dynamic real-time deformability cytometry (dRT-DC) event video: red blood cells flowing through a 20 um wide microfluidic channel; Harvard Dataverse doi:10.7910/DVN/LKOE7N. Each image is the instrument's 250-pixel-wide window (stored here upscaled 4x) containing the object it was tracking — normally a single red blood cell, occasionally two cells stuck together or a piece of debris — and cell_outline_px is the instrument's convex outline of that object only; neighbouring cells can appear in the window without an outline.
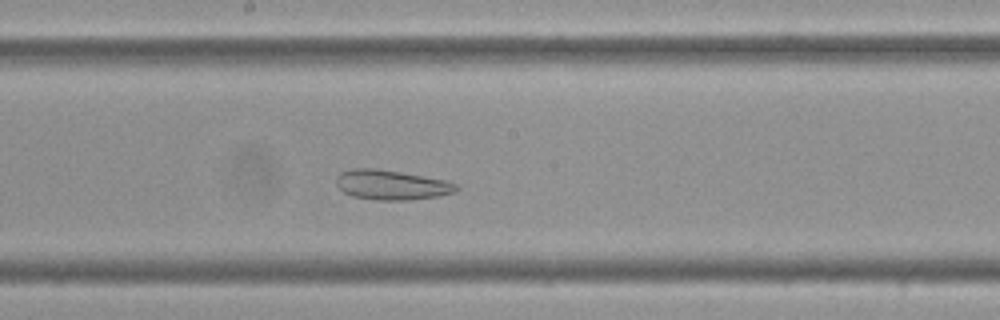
{"species": "Egyptian fruit bat (a non-hibernating species)", "species_latin": "Rousettus aegyptiacus", "temperature_condition": "cold", "stored_images_in_passage": 52, "camera_frame_rate_fps": 3000, "um_per_image_px": 0.085, "frame": {"image": 1, "passage_image": 26, "time_ms": 8.333, "image_size_px": [1000, 320], "cell_outline_px": [[460, 188], [456, 192], [440, 196], [408, 200], [376, 200], [352, 196], [344, 192], [336, 184], [336, 176], [340, 172], [352, 168], [376, 168], [448, 180], [456, 184]], "centroid_in_image_um": [33.3, 15.71], "position_along_channel_um": 214.9, "area_um2": 21.04}}
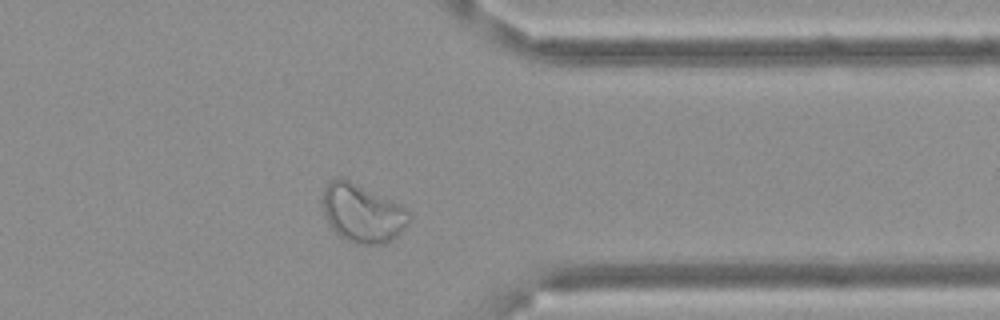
{"frame": {"image": 2, "passage_image": 41, "time_ms": 13.333, "image_size_px": [1000, 320], "cell_outline_px": [[408, 220], [404, 228], [396, 236], [384, 244], [352, 244], [340, 236], [332, 228], [324, 212], [320, 200], [324, 188], [328, 180], [336, 176], [344, 176], [400, 204], [408, 212]], "centroid_in_image_um": [30.73, 18.07], "position_along_channel_um": 380.7, "area_um2": 29.71}}
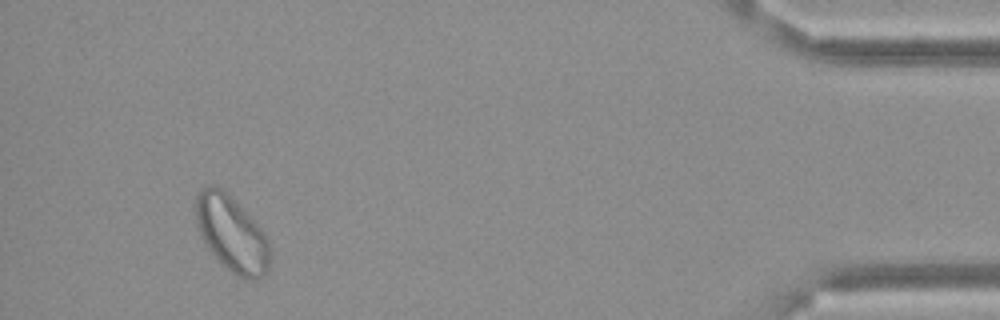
{"frame": {"image": 3, "passage_image": 49, "time_ms": 16.0, "image_size_px": [1000, 320], "cell_outline_px": [[268, 272], [264, 276], [256, 280], [244, 280], [236, 276], [220, 264], [208, 248], [200, 232], [196, 220], [196, 196], [200, 188], [212, 184], [220, 188], [264, 232], [268, 240]], "centroid_in_image_um": [19.68, 19.94], "position_along_channel_um": 415.5, "area_um2": 32.14}, "authors_computed_cell_mechanics": {"area_um2": 29.767, "velocity_mm_per_s": 3.4464, "shape_relaxation_time_tau1_ms": null, "shape_relaxation_time_tau2_ms": 2.0558, "deformation_change_tau1": null, "deformation_change_tau2": 0.0701}}